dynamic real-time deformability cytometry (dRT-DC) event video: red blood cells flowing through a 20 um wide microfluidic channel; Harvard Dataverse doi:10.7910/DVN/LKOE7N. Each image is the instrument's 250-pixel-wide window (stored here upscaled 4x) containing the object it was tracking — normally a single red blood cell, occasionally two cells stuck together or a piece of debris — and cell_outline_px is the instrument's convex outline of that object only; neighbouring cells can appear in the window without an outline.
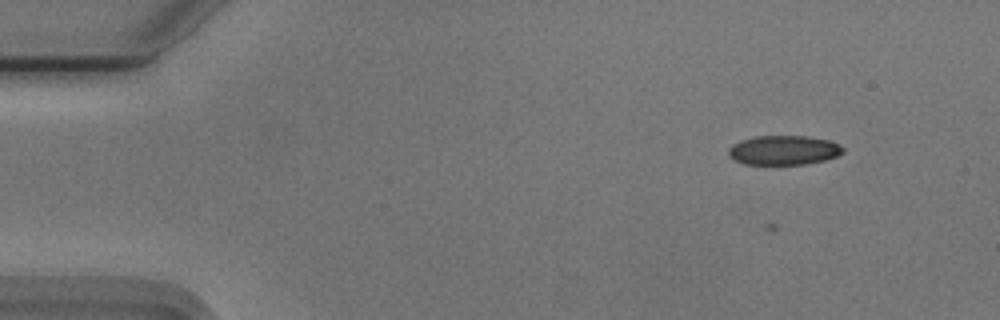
{"species": "Egyptian fruit bat (a non-hibernating species)", "species_latin": "Rousettus aegyptiacus", "temperature_condition": "cold", "stored_images_in_passage": 51, "camera_frame_rate_fps": 3000, "um_per_image_px": 0.085, "animal": {"sex": "male"}, "frame": {"image": 1, "passage_image": 2, "time_ms": 0.333, "image_size_px": [1000, 320], "cell_outline_px": [[844, 152], [836, 156], [824, 160], [804, 164], [744, 164], [732, 160], [728, 156], [728, 148], [732, 144], [740, 140], [752, 136], [808, 136], [828, 140], [840, 144], [844, 148]], "centroid_in_image_um": [66.57, 12.76], "position_along_channel_um": 18.4, "area_um2": 19.83}}
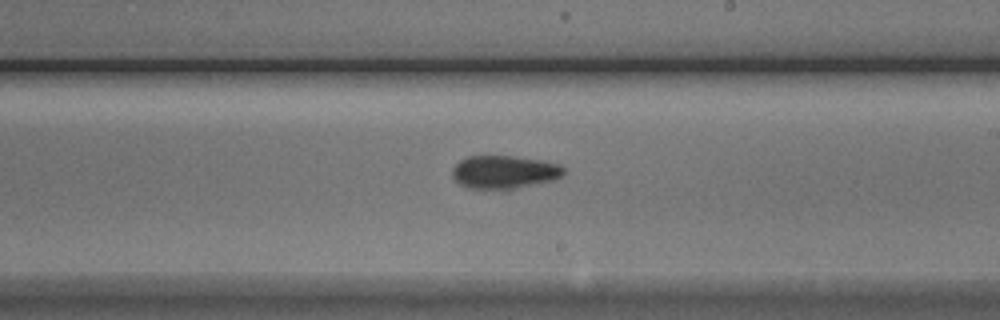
{"frame": {"image": 2, "passage_image": 28, "time_ms": 9.0, "image_size_px": [1000, 320], "cell_outline_px": [[564, 172], [560, 176], [552, 180], [508, 192], [504, 192], [468, 188], [460, 184], [452, 176], [452, 168], [460, 160], [468, 156], [512, 156], [540, 160], [560, 164], [564, 168]], "centroid_in_image_um": [42.84, 14.67], "position_along_channel_um": 246.2, "area_um2": 22.2}}
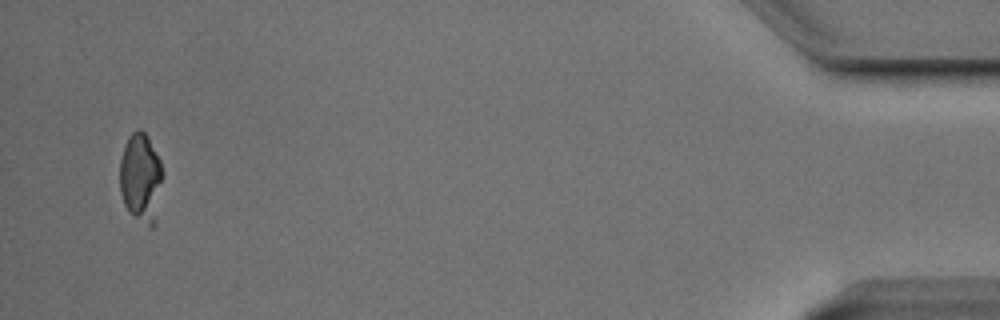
{"frame": {"image": 3, "passage_image": 49, "time_ms": 16.0, "image_size_px": [1000, 320], "cell_outline_px": [[164, 176], [156, 224], [152, 228], [148, 228], [124, 204], [120, 192], [120, 160], [128, 136], [132, 132], [140, 128], [148, 136], [160, 160]], "centroid_in_image_um": [12.01, 15.12], "position_along_channel_um": 423.2, "area_um2": 22.6}, "authors_computed_cell_mechanics": {"area_um2": 21.386, "velocity_mm_per_s": 3.7368, "shape_relaxation_time_tau1_ms": 9.1571, "shape_relaxation_time_tau2_ms": null, "deformation_change_tau1": 0.0747, "deformation_change_tau2": null}}